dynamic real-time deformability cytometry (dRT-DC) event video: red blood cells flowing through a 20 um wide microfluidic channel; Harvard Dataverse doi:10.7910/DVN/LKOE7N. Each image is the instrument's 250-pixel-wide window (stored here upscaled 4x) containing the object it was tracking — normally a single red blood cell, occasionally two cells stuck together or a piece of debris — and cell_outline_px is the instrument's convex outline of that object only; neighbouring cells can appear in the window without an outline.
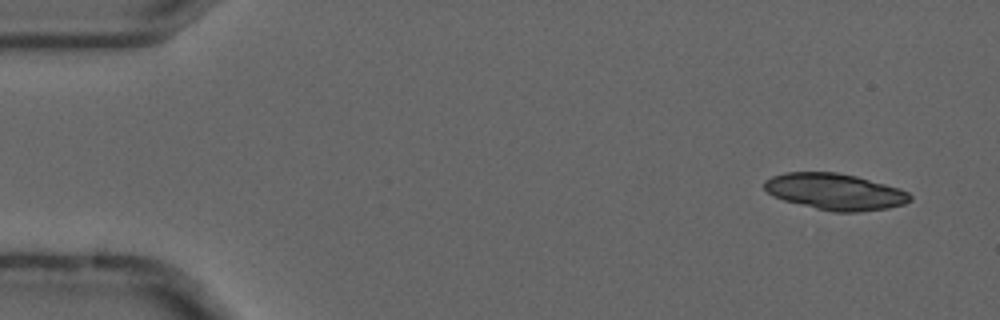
{"species": "common noctule bat (a hibernating species)", "species_latin": "Nyctalus noctula", "temperature_condition": "cold", "stored_images_in_passage": 6, "camera_frame_rate_fps": 3000, "um_per_image_px": 0.085, "animal": {"sex": "male", "forearm_length_mm": 52.5}, "frame": {"image": 1, "passage_image": 1, "time_ms": 0.0, "image_size_px": [1000, 320], "cell_outline_px": [[912, 200], [904, 204], [888, 208], [860, 212], [832, 212], [784, 200], [772, 196], [764, 188], [764, 180], [772, 176], [784, 172], [836, 172], [856, 176], [900, 188], [908, 192], [912, 196]], "centroid_in_image_um": [70.99, 16.29], "position_along_channel_um": 14.0, "area_um2": 30.98}}
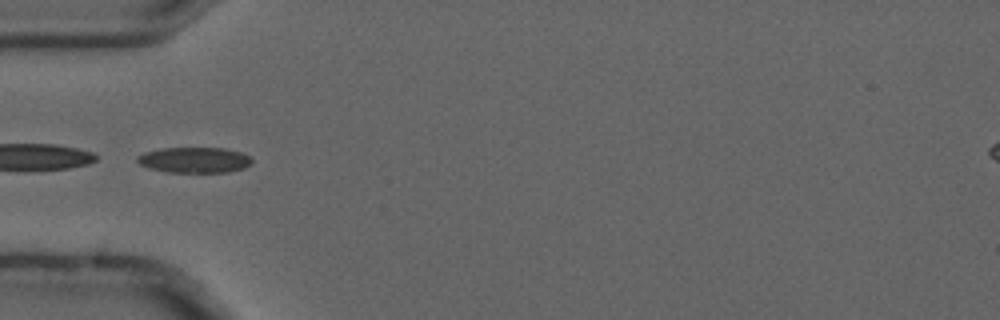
{"frame": {"image": 2, "passage_image": 5, "time_ms": 1.333, "image_size_px": [1000, 320], "cell_outline_px": [[252, 164], [244, 168], [228, 172], [168, 172], [148, 168], [140, 164], [136, 160], [136, 156], [144, 152], [160, 148], [224, 148], [240, 152], [252, 156]], "centroid_in_image_um": [16.53, 13.59], "position_along_channel_um": 68.5, "area_um2": 17.28}}